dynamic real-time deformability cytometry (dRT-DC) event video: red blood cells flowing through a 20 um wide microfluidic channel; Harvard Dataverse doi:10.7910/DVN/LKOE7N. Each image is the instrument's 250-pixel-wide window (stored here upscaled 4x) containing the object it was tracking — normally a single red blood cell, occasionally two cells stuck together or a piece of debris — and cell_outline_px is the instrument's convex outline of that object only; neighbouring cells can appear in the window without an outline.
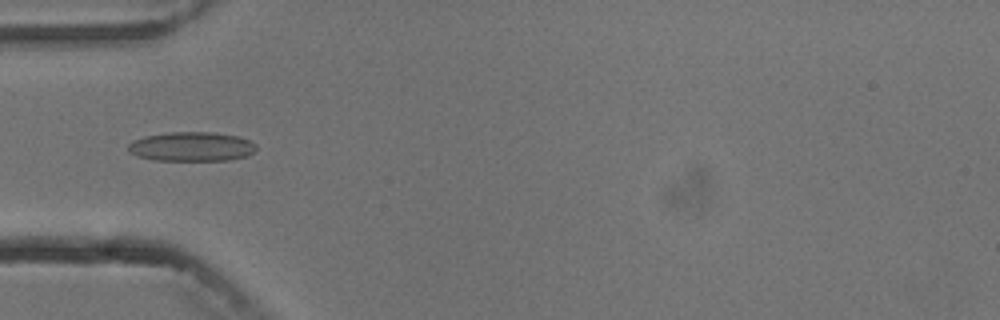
{"species": "common noctule bat (a hibernating species)", "species_latin": "Nyctalus noctula", "temperature_condition": "cold", "stored_images_in_passage": 5, "camera_frame_rate_fps": 3000, "um_per_image_px": 0.085, "animal": {"sex": "male", "body_mass_g": 13.3}, "frame": {"image": 1, "passage_image": 5, "time_ms": 4.667, "image_size_px": [1000, 320], "cell_outline_px": [[256, 148], [248, 156], [228, 160], [152, 160], [136, 156], [128, 152], [128, 144], [132, 140], [144, 136], [168, 132], [212, 132], [236, 136], [248, 140], [256, 144]], "centroid_in_image_um": [16.23, 12.46], "position_along_channel_um": 68.8, "area_um2": 21.96}}